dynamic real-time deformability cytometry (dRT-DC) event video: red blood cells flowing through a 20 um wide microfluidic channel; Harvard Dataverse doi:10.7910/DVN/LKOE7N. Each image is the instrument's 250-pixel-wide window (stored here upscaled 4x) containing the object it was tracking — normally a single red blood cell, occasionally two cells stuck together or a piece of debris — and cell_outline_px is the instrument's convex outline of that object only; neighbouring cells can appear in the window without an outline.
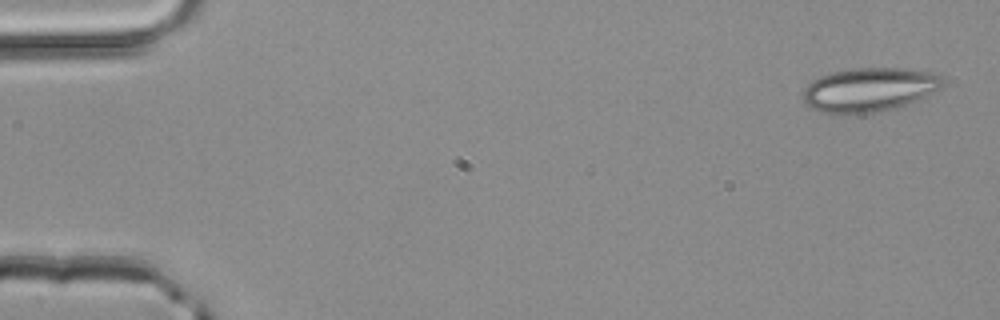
{"species": "common noctule bat (a hibernating species)", "species_latin": "Nyctalus noctula", "temperature_condition": "room temperature", "stored_images_in_passage": 5, "segment_of_instrument_passage": [1, 2], "camera_frame_rate_fps": 3000, "um_per_image_px": 0.085, "animal": {"sex": "male", "body_mass_g": 20.4}, "frame": {"image": 1, "passage_image": 1, "time_ms": 0.0, "image_size_px": [1000, 320], "cell_outline_px": [[944, 84], [940, 88], [916, 100], [896, 108], [880, 112], [844, 116], [832, 116], [820, 112], [804, 104], [804, 88], [812, 80], [820, 76], [832, 72], [860, 68], [904, 68], [928, 72], [940, 76], [944, 80]], "centroid_in_image_um": [73.82, 7.67], "position_along_channel_um": 11.2, "area_um2": 36.24}}